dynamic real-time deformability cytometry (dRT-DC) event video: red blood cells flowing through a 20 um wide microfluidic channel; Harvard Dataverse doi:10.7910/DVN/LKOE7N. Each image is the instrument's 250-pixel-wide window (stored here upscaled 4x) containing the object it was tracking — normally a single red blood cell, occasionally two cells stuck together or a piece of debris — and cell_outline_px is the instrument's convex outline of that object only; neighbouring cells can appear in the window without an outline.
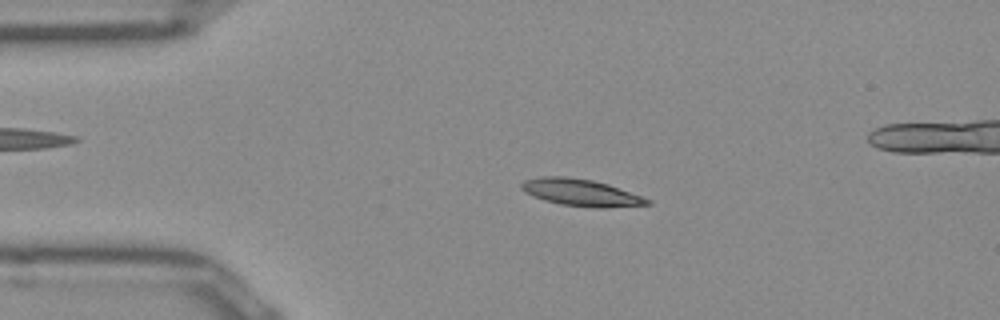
{"species": "Egyptian fruit bat (a non-hibernating species)", "species_latin": "Rousettus aegyptiacus", "temperature_condition": "room temperature", "stored_images_in_passage": 44, "camera_frame_rate_fps": 3000, "um_per_image_px": 0.085, "frame": {"image": 1, "passage_image": 3, "time_ms": 0.667, "image_size_px": [1000, 320], "cell_outline_px": [[652, 204], [604, 208], [592, 208], [560, 204], [544, 200], [532, 196], [524, 192], [520, 188], [520, 184], [524, 180], [544, 176], [564, 176], [592, 180], [608, 184], [652, 200]], "centroid_in_image_um": [49.36, 16.37], "position_along_channel_um": 35.6, "area_um2": 19.83}}
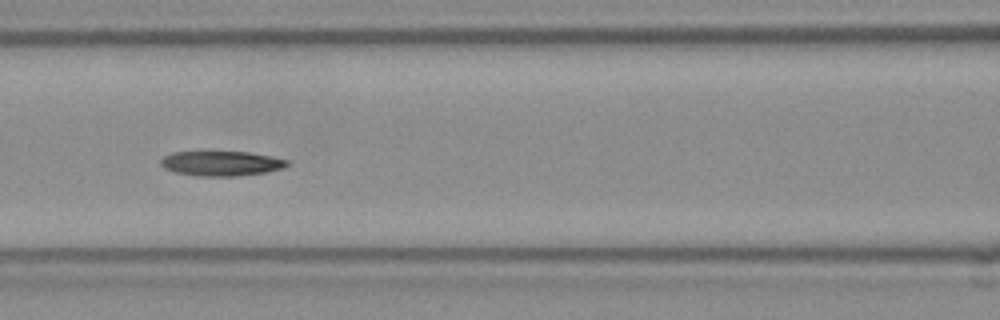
{"frame": {"image": 2, "passage_image": 14, "time_ms": 4.333, "image_size_px": [1000, 320], "cell_outline_px": [[288, 164], [280, 168], [264, 172], [236, 176], [196, 176], [176, 172], [164, 168], [160, 164], [160, 160], [164, 156], [172, 152], [248, 152], [288, 160]], "centroid_in_image_um": [18.74, 13.89], "position_along_channel_um": 147.9, "area_um2": 17.98}}
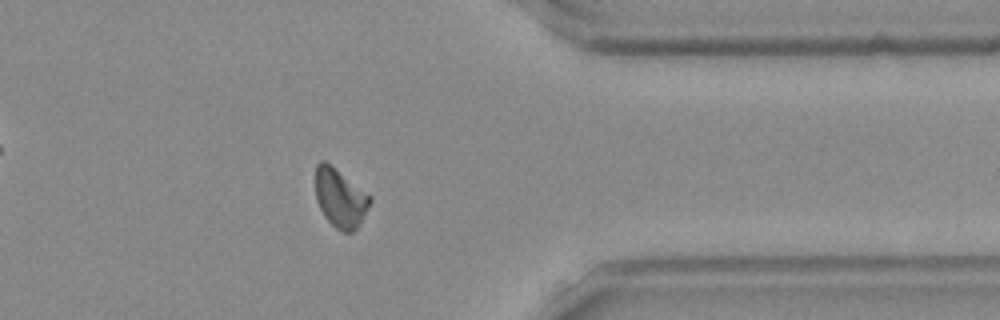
{"frame": {"image": 3, "passage_image": 33, "time_ms": 10.667, "image_size_px": [1000, 320], "cell_outline_px": [[372, 200], [360, 224], [352, 232], [344, 232], [336, 228], [324, 216], [316, 200], [316, 164], [320, 160], [324, 160], [332, 164], [372, 196]], "centroid_in_image_um": [28.93, 16.8], "position_along_channel_um": 382.5, "area_um2": 18.84}, "authors_computed_cell_mechanics": {"area_um2": 18.6116, "velocity_mm_per_s": 3.9299, "shape_relaxation_time_tau1_ms": 11.3798, "shape_relaxation_time_tau2_ms": 7.9408, "deformation_change_tau1": 0.2178, "deformation_change_tau2": 0.1155}}